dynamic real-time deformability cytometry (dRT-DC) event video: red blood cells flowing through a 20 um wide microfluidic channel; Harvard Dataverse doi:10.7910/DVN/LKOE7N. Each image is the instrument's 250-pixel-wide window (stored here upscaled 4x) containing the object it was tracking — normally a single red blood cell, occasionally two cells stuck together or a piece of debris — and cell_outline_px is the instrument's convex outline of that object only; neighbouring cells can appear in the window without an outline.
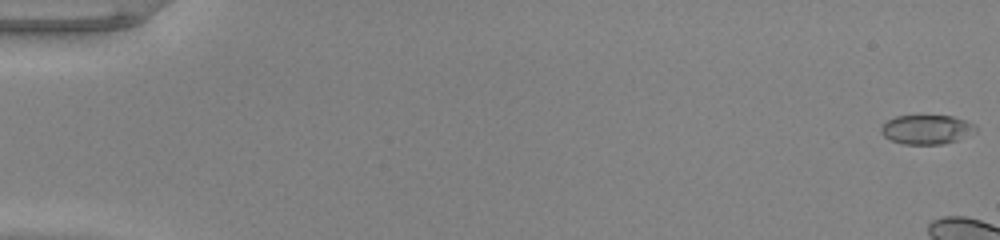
{"species": "common noctule bat (a hibernating species)", "species_latin": "Nyctalus noctula", "temperature_condition": "warm", "stored_images_in_passage": 9, "camera_frame_rate_fps": 3000, "um_per_image_px": 0.085, "animal": {"sex": "male", "body_mass_g": 20.0, "forearm_length_mm": 53.3}, "frame": {"image": 1, "passage_image": 1, "time_ms": 0.0, "image_size_px": [1000, 240], "cell_outline_px": [[976, 132], [956, 140], [944, 144], [904, 144], [892, 140], [884, 136], [880, 132], [880, 128], [888, 120], [896, 116], [952, 116], [976, 124]], "centroid_in_image_um": [78.77, 11.01], "position_along_channel_um": 6.2, "area_um2": 16.01}}